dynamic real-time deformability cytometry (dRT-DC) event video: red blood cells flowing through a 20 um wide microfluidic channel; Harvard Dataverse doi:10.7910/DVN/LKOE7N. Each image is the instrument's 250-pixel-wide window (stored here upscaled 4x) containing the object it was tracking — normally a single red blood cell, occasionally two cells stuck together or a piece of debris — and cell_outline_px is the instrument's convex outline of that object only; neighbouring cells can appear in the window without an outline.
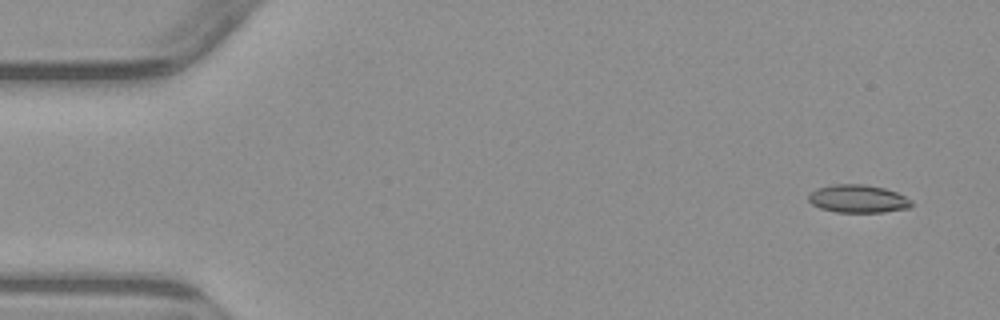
{"species": "common noctule bat (a hibernating species)", "species_latin": "Nyctalus noctula", "temperature_condition": "warm", "stored_images_in_passage": 5, "camera_frame_rate_fps": 3000, "um_per_image_px": 0.085, "animal": {"sex": "male", "body_mass_g": 23.1, "forearm_length_mm": 52.7}, "frame": {"image": 1, "passage_image": 1, "time_ms": 0.0, "image_size_px": [1000, 320], "cell_outline_px": [[912, 204], [908, 208], [884, 212], [836, 212], [820, 208], [812, 204], [808, 200], [808, 196], [816, 188], [832, 184], [864, 184], [884, 188], [896, 192], [912, 200]], "centroid_in_image_um": [72.92, 16.89], "position_along_channel_um": 12.1, "area_um2": 16.76}}
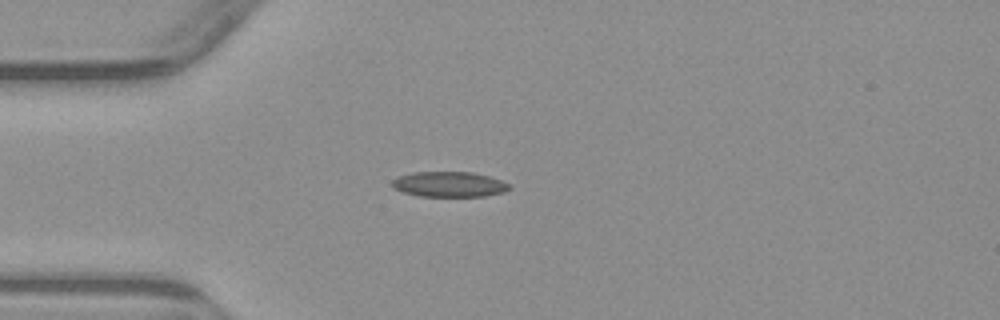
{"frame": {"image": 2, "passage_image": 4, "time_ms": 3.667, "image_size_px": [1000, 320], "cell_outline_px": [[512, 188], [504, 192], [484, 196], [420, 196], [404, 192], [392, 188], [392, 180], [396, 176], [412, 172], [472, 172], [488, 176], [500, 180], [508, 184]], "centroid_in_image_um": [38.15, 15.66], "position_along_channel_um": 46.9, "area_um2": 17.28}}